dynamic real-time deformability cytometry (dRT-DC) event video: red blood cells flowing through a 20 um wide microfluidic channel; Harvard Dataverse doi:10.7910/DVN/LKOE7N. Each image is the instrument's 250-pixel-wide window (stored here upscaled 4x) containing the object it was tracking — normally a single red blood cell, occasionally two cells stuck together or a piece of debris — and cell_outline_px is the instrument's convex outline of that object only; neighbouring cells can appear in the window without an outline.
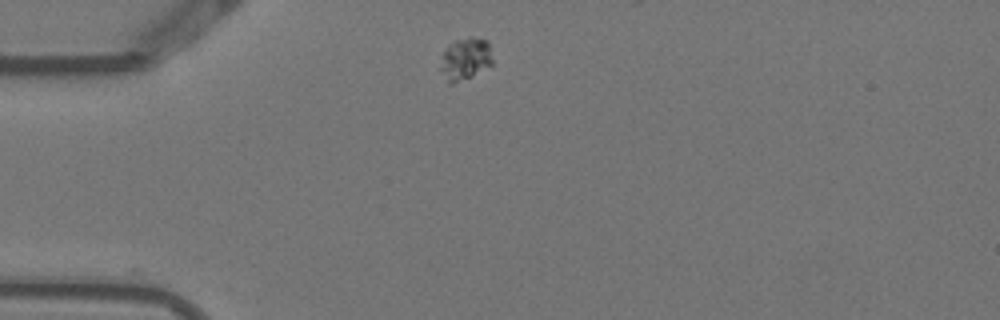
{"species": "Egyptian fruit bat (a non-hibernating species)", "species_latin": "Rousettus aegyptiacus", "temperature_condition": "warm", "stored_images_in_passage": 2, "camera_frame_rate_fps": 3000, "um_per_image_px": 0.085, "animal": {"sex": "female"}, "frame": {"image": 1, "passage_image": 1, "time_ms": 0.0, "image_size_px": [1000, 320], "cell_outline_px": [[492, 64], [452, 84], [448, 84], [440, 68], [440, 56], [448, 44], [456, 40], [488, 40], [492, 60]], "centroid_in_image_um": [39.48, 5.02], "position_along_channel_um": 45.5, "area_um2": 12.2}}
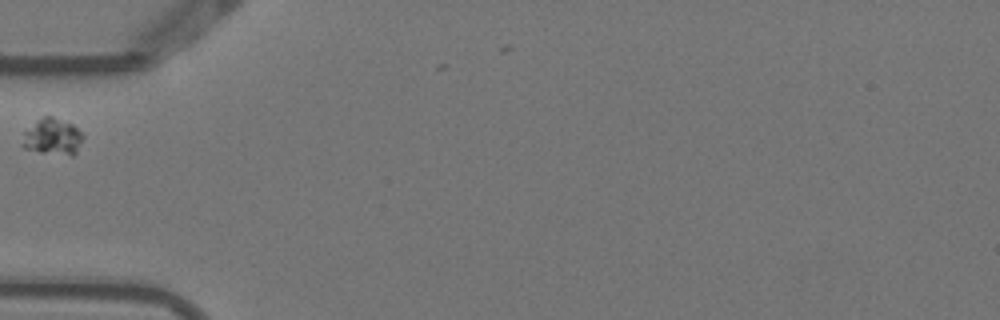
{"frame": {"image": 2, "passage_image": 2, "time_ms": 0.333, "image_size_px": [1000, 320], "cell_outline_px": [[84, 136], [76, 152], [72, 156], [40, 152], [24, 148], [20, 144], [24, 132], [44, 116], [52, 116], [72, 124]], "centroid_in_image_um": [4.46, 11.65], "position_along_channel_um": 80.5, "area_um2": 12.72}}